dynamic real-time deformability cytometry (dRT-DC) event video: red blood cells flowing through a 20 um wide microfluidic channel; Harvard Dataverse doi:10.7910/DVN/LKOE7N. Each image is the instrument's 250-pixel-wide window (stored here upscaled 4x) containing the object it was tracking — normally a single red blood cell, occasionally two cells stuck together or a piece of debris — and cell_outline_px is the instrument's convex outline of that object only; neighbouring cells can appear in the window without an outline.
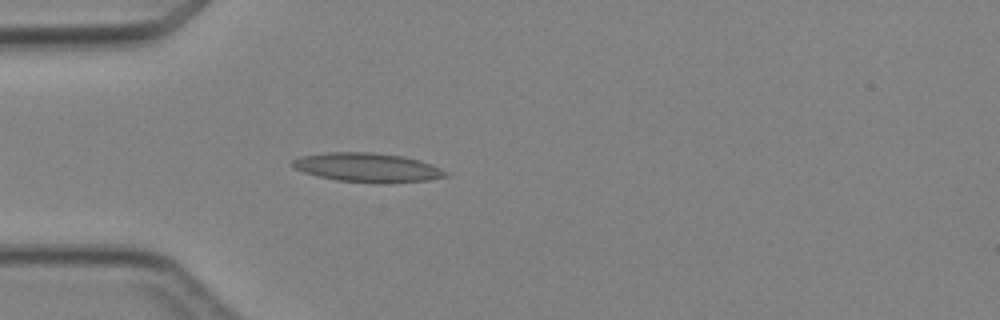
{"species": "Egyptian fruit bat (a non-hibernating species)", "species_latin": "Rousettus aegyptiacus", "temperature_condition": "cold", "stored_images_in_passage": 4, "camera_frame_rate_fps": 3000, "um_per_image_px": 0.085, "animal": {"sex": "female"}, "frame": {"image": 1, "passage_image": 4, "time_ms": 3.333, "image_size_px": [1000, 320], "cell_outline_px": [[448, 176], [428, 180], [336, 180], [304, 172], [292, 168], [288, 164], [292, 160], [300, 156], [328, 152], [372, 152], [404, 156], [420, 160], [432, 164], [448, 172]], "centroid_in_image_um": [31.16, 14.17], "position_along_channel_um": 53.8, "area_um2": 24.97}}